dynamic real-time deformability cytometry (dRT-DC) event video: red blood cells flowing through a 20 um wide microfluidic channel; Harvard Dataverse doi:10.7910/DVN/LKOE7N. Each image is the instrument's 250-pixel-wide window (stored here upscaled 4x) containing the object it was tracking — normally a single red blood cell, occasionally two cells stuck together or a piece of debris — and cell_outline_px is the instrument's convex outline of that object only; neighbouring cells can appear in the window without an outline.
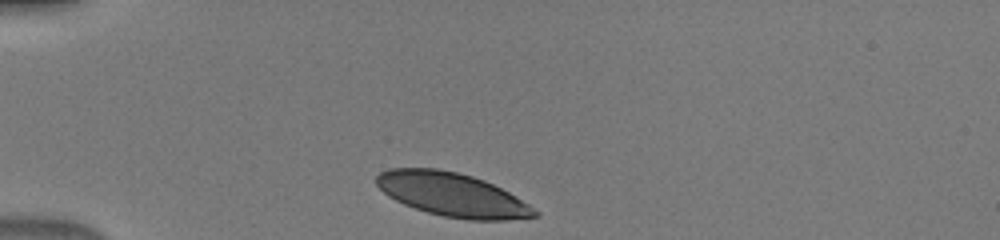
{"species": "human", "species_latin": "Homo sapiens", "temperature_condition": "warm", "stored_images_in_passage": 32, "camera_frame_rate_fps": 3000, "um_per_image_px": 0.085, "donor": {"sex": "male"}, "frame": {"image": 1, "passage_image": 1, "time_ms": 0.0, "image_size_px": [1000, 240], "cell_outline_px": [[540, 216], [504, 220], [468, 220], [444, 216], [428, 212], [404, 204], [388, 196], [376, 184], [376, 176], [380, 172], [392, 168], [436, 168], [456, 172], [472, 176], [484, 180], [516, 196], [540, 212]], "centroid_in_image_um": [38.45, 16.54], "position_along_channel_um": 46.5, "area_um2": 40.0}}
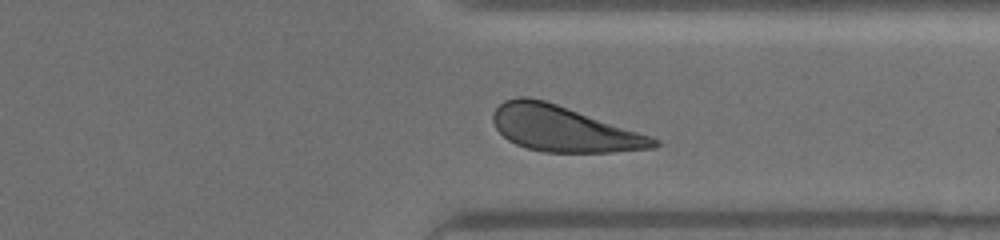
{"frame": {"image": 2, "passage_image": 27, "time_ms": 8.667, "image_size_px": [1000, 240], "cell_outline_px": [[660, 144], [656, 148], [612, 152], [544, 152], [528, 148], [516, 144], [508, 140], [496, 128], [492, 120], [492, 112], [504, 100], [520, 96], [528, 96], [544, 100], [652, 136], [660, 140]], "centroid_in_image_um": [47.9, 10.95], "position_along_channel_um": 363.5, "area_um2": 42.54}}
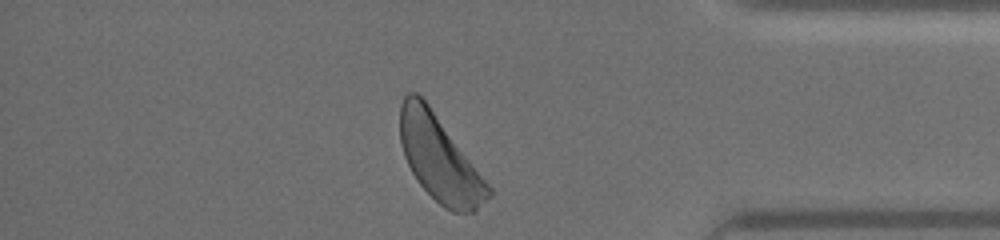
{"frame": {"image": 3, "passage_image": 31, "time_ms": 10.0, "image_size_px": [1000, 240], "cell_outline_px": [[492, 196], [476, 212], [452, 212], [444, 208], [420, 184], [412, 172], [404, 156], [400, 144], [400, 104], [404, 96], [408, 92], [416, 92], [428, 104], [492, 188]], "centroid_in_image_um": [37.37, 13.51], "position_along_channel_um": 397.8, "area_um2": 43.64}}